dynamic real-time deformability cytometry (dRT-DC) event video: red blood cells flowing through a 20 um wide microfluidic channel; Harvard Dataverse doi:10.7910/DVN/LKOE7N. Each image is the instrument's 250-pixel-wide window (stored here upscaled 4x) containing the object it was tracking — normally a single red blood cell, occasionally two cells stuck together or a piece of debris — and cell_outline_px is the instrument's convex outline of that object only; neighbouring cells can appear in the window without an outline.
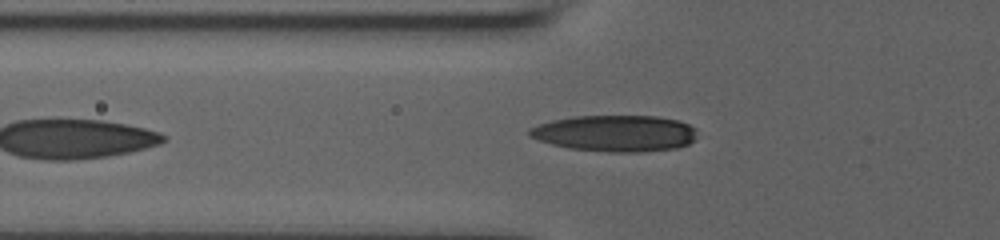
{"species": "human", "species_latin": "Homo sapiens", "temperature_condition": "room temperature", "stored_images_in_passage": 17, "camera_frame_rate_fps": 3000, "um_per_image_px": 0.085, "donor": {"sex": "male"}, "frame": {"image": 1, "passage_image": 17, "time_ms": 5.333, "image_size_px": [1000, 240], "cell_outline_px": [[696, 128], [692, 140], [688, 144], [676, 148], [640, 152], [612, 152], [572, 148], [552, 144], [528, 136], [528, 128], [552, 120], [572, 116], [656, 116], [676, 120], [688, 124]], "centroid_in_image_um": [52.26, 11.32], "position_along_channel_um": 73.5, "area_um2": 35.26}}